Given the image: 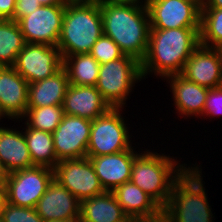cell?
Masks as SVG:
<instances>
[{
    "label": "cell",
    "mask_w": 222,
    "mask_h": 222,
    "mask_svg": "<svg viewBox=\"0 0 222 222\" xmlns=\"http://www.w3.org/2000/svg\"><path fill=\"white\" fill-rule=\"evenodd\" d=\"M103 34L109 36L125 55L140 63L145 58L150 21L145 2L100 1Z\"/></svg>",
    "instance_id": "cell-1"
},
{
    "label": "cell",
    "mask_w": 222,
    "mask_h": 222,
    "mask_svg": "<svg viewBox=\"0 0 222 222\" xmlns=\"http://www.w3.org/2000/svg\"><path fill=\"white\" fill-rule=\"evenodd\" d=\"M200 27L150 29L148 49L141 61L143 80L181 74L186 61L200 45ZM163 78V79H162Z\"/></svg>",
    "instance_id": "cell-2"
},
{
    "label": "cell",
    "mask_w": 222,
    "mask_h": 222,
    "mask_svg": "<svg viewBox=\"0 0 222 222\" xmlns=\"http://www.w3.org/2000/svg\"><path fill=\"white\" fill-rule=\"evenodd\" d=\"M134 159L130 181L146 192L162 209L166 206L175 181L191 163L182 162L179 156H170L164 150L145 148ZM179 158V160H177ZM181 161V162H180Z\"/></svg>",
    "instance_id": "cell-3"
},
{
    "label": "cell",
    "mask_w": 222,
    "mask_h": 222,
    "mask_svg": "<svg viewBox=\"0 0 222 222\" xmlns=\"http://www.w3.org/2000/svg\"><path fill=\"white\" fill-rule=\"evenodd\" d=\"M201 166L202 162L192 163L175 181L171 196L162 209V222H215Z\"/></svg>",
    "instance_id": "cell-4"
},
{
    "label": "cell",
    "mask_w": 222,
    "mask_h": 222,
    "mask_svg": "<svg viewBox=\"0 0 222 222\" xmlns=\"http://www.w3.org/2000/svg\"><path fill=\"white\" fill-rule=\"evenodd\" d=\"M102 35L100 1H67L57 44L62 59L70 55L89 53Z\"/></svg>",
    "instance_id": "cell-5"
},
{
    "label": "cell",
    "mask_w": 222,
    "mask_h": 222,
    "mask_svg": "<svg viewBox=\"0 0 222 222\" xmlns=\"http://www.w3.org/2000/svg\"><path fill=\"white\" fill-rule=\"evenodd\" d=\"M140 81H143L141 63L124 54L100 65L96 88L111 108H125Z\"/></svg>",
    "instance_id": "cell-6"
},
{
    "label": "cell",
    "mask_w": 222,
    "mask_h": 222,
    "mask_svg": "<svg viewBox=\"0 0 222 222\" xmlns=\"http://www.w3.org/2000/svg\"><path fill=\"white\" fill-rule=\"evenodd\" d=\"M124 110V112H123ZM126 108H110L104 115L91 120L86 157L115 154L137 146L124 113ZM123 112V113H122Z\"/></svg>",
    "instance_id": "cell-7"
},
{
    "label": "cell",
    "mask_w": 222,
    "mask_h": 222,
    "mask_svg": "<svg viewBox=\"0 0 222 222\" xmlns=\"http://www.w3.org/2000/svg\"><path fill=\"white\" fill-rule=\"evenodd\" d=\"M54 180V169L34 166L16 170L3 177L5 201L21 207L35 208Z\"/></svg>",
    "instance_id": "cell-8"
},
{
    "label": "cell",
    "mask_w": 222,
    "mask_h": 222,
    "mask_svg": "<svg viewBox=\"0 0 222 222\" xmlns=\"http://www.w3.org/2000/svg\"><path fill=\"white\" fill-rule=\"evenodd\" d=\"M54 179L80 201L105 192L88 157L59 161Z\"/></svg>",
    "instance_id": "cell-9"
},
{
    "label": "cell",
    "mask_w": 222,
    "mask_h": 222,
    "mask_svg": "<svg viewBox=\"0 0 222 222\" xmlns=\"http://www.w3.org/2000/svg\"><path fill=\"white\" fill-rule=\"evenodd\" d=\"M150 29L200 27L201 7L192 0H145Z\"/></svg>",
    "instance_id": "cell-10"
},
{
    "label": "cell",
    "mask_w": 222,
    "mask_h": 222,
    "mask_svg": "<svg viewBox=\"0 0 222 222\" xmlns=\"http://www.w3.org/2000/svg\"><path fill=\"white\" fill-rule=\"evenodd\" d=\"M13 67L28 83H33L53 76L63 67V59L57 46L25 43Z\"/></svg>",
    "instance_id": "cell-11"
},
{
    "label": "cell",
    "mask_w": 222,
    "mask_h": 222,
    "mask_svg": "<svg viewBox=\"0 0 222 222\" xmlns=\"http://www.w3.org/2000/svg\"><path fill=\"white\" fill-rule=\"evenodd\" d=\"M66 5L40 6L33 13L22 17L20 26L25 43L57 46Z\"/></svg>",
    "instance_id": "cell-12"
},
{
    "label": "cell",
    "mask_w": 222,
    "mask_h": 222,
    "mask_svg": "<svg viewBox=\"0 0 222 222\" xmlns=\"http://www.w3.org/2000/svg\"><path fill=\"white\" fill-rule=\"evenodd\" d=\"M90 131L91 120L64 114L52 133L57 161L86 157Z\"/></svg>",
    "instance_id": "cell-13"
},
{
    "label": "cell",
    "mask_w": 222,
    "mask_h": 222,
    "mask_svg": "<svg viewBox=\"0 0 222 222\" xmlns=\"http://www.w3.org/2000/svg\"><path fill=\"white\" fill-rule=\"evenodd\" d=\"M29 83L13 66L0 67V111L9 120H20L28 108Z\"/></svg>",
    "instance_id": "cell-14"
},
{
    "label": "cell",
    "mask_w": 222,
    "mask_h": 222,
    "mask_svg": "<svg viewBox=\"0 0 222 222\" xmlns=\"http://www.w3.org/2000/svg\"><path fill=\"white\" fill-rule=\"evenodd\" d=\"M168 84L170 92L172 94L171 100L173 101L172 107H174L175 113L179 117H184V120L188 118H198L202 116L208 88L198 85L195 82L187 80L181 74H173L166 77L164 80ZM173 98V99H172ZM180 115V116H179Z\"/></svg>",
    "instance_id": "cell-15"
},
{
    "label": "cell",
    "mask_w": 222,
    "mask_h": 222,
    "mask_svg": "<svg viewBox=\"0 0 222 222\" xmlns=\"http://www.w3.org/2000/svg\"><path fill=\"white\" fill-rule=\"evenodd\" d=\"M142 150L143 147L141 149L133 146L115 154L88 157L105 191L113 192L120 185L130 181L132 163Z\"/></svg>",
    "instance_id": "cell-16"
},
{
    "label": "cell",
    "mask_w": 222,
    "mask_h": 222,
    "mask_svg": "<svg viewBox=\"0 0 222 222\" xmlns=\"http://www.w3.org/2000/svg\"><path fill=\"white\" fill-rule=\"evenodd\" d=\"M187 80L212 89L222 85V60L217 48L199 45L181 73Z\"/></svg>",
    "instance_id": "cell-17"
},
{
    "label": "cell",
    "mask_w": 222,
    "mask_h": 222,
    "mask_svg": "<svg viewBox=\"0 0 222 222\" xmlns=\"http://www.w3.org/2000/svg\"><path fill=\"white\" fill-rule=\"evenodd\" d=\"M81 201L55 179L36 204V212L44 222L50 220L79 221Z\"/></svg>",
    "instance_id": "cell-18"
},
{
    "label": "cell",
    "mask_w": 222,
    "mask_h": 222,
    "mask_svg": "<svg viewBox=\"0 0 222 222\" xmlns=\"http://www.w3.org/2000/svg\"><path fill=\"white\" fill-rule=\"evenodd\" d=\"M124 213L139 222H162V208L131 181L113 191Z\"/></svg>",
    "instance_id": "cell-19"
},
{
    "label": "cell",
    "mask_w": 222,
    "mask_h": 222,
    "mask_svg": "<svg viewBox=\"0 0 222 222\" xmlns=\"http://www.w3.org/2000/svg\"><path fill=\"white\" fill-rule=\"evenodd\" d=\"M0 124V165L4 174L34 167L23 128ZM6 125V127H5ZM20 128V129H19Z\"/></svg>",
    "instance_id": "cell-20"
},
{
    "label": "cell",
    "mask_w": 222,
    "mask_h": 222,
    "mask_svg": "<svg viewBox=\"0 0 222 222\" xmlns=\"http://www.w3.org/2000/svg\"><path fill=\"white\" fill-rule=\"evenodd\" d=\"M62 108L66 115L94 120L104 115L111 107L102 98L96 86L69 84Z\"/></svg>",
    "instance_id": "cell-21"
},
{
    "label": "cell",
    "mask_w": 222,
    "mask_h": 222,
    "mask_svg": "<svg viewBox=\"0 0 222 222\" xmlns=\"http://www.w3.org/2000/svg\"><path fill=\"white\" fill-rule=\"evenodd\" d=\"M79 222H139L129 218L113 192L81 201Z\"/></svg>",
    "instance_id": "cell-22"
},
{
    "label": "cell",
    "mask_w": 222,
    "mask_h": 222,
    "mask_svg": "<svg viewBox=\"0 0 222 222\" xmlns=\"http://www.w3.org/2000/svg\"><path fill=\"white\" fill-rule=\"evenodd\" d=\"M68 86V75L63 67L51 77L29 83L28 108L62 106Z\"/></svg>",
    "instance_id": "cell-23"
},
{
    "label": "cell",
    "mask_w": 222,
    "mask_h": 222,
    "mask_svg": "<svg viewBox=\"0 0 222 222\" xmlns=\"http://www.w3.org/2000/svg\"><path fill=\"white\" fill-rule=\"evenodd\" d=\"M17 126L21 124L23 128L24 137L30 156L34 166H45L54 169L58 163L52 133L41 131L35 128L27 127L23 121H14Z\"/></svg>",
    "instance_id": "cell-24"
},
{
    "label": "cell",
    "mask_w": 222,
    "mask_h": 222,
    "mask_svg": "<svg viewBox=\"0 0 222 222\" xmlns=\"http://www.w3.org/2000/svg\"><path fill=\"white\" fill-rule=\"evenodd\" d=\"M63 68L67 72L69 84L96 86L98 82L100 63L89 53L64 57Z\"/></svg>",
    "instance_id": "cell-25"
},
{
    "label": "cell",
    "mask_w": 222,
    "mask_h": 222,
    "mask_svg": "<svg viewBox=\"0 0 222 222\" xmlns=\"http://www.w3.org/2000/svg\"><path fill=\"white\" fill-rule=\"evenodd\" d=\"M24 45L19 24L11 19H0V67L14 66Z\"/></svg>",
    "instance_id": "cell-26"
},
{
    "label": "cell",
    "mask_w": 222,
    "mask_h": 222,
    "mask_svg": "<svg viewBox=\"0 0 222 222\" xmlns=\"http://www.w3.org/2000/svg\"><path fill=\"white\" fill-rule=\"evenodd\" d=\"M64 110L62 106H46L41 108H27L26 113L20 119L30 128L53 133L62 121Z\"/></svg>",
    "instance_id": "cell-27"
},
{
    "label": "cell",
    "mask_w": 222,
    "mask_h": 222,
    "mask_svg": "<svg viewBox=\"0 0 222 222\" xmlns=\"http://www.w3.org/2000/svg\"><path fill=\"white\" fill-rule=\"evenodd\" d=\"M200 45L218 48L222 45V8H201Z\"/></svg>",
    "instance_id": "cell-28"
},
{
    "label": "cell",
    "mask_w": 222,
    "mask_h": 222,
    "mask_svg": "<svg viewBox=\"0 0 222 222\" xmlns=\"http://www.w3.org/2000/svg\"><path fill=\"white\" fill-rule=\"evenodd\" d=\"M0 222H44L35 208L12 205L5 200L1 206Z\"/></svg>",
    "instance_id": "cell-29"
},
{
    "label": "cell",
    "mask_w": 222,
    "mask_h": 222,
    "mask_svg": "<svg viewBox=\"0 0 222 222\" xmlns=\"http://www.w3.org/2000/svg\"><path fill=\"white\" fill-rule=\"evenodd\" d=\"M89 54L92 55L100 65L121 58L124 55L119 46L105 34L96 41Z\"/></svg>",
    "instance_id": "cell-30"
},
{
    "label": "cell",
    "mask_w": 222,
    "mask_h": 222,
    "mask_svg": "<svg viewBox=\"0 0 222 222\" xmlns=\"http://www.w3.org/2000/svg\"><path fill=\"white\" fill-rule=\"evenodd\" d=\"M219 116L222 117V85L208 90L203 114L199 120L202 119L203 121V119H211L210 121L212 122L213 118L215 120L216 117L217 120V117L219 118Z\"/></svg>",
    "instance_id": "cell-31"
},
{
    "label": "cell",
    "mask_w": 222,
    "mask_h": 222,
    "mask_svg": "<svg viewBox=\"0 0 222 222\" xmlns=\"http://www.w3.org/2000/svg\"><path fill=\"white\" fill-rule=\"evenodd\" d=\"M40 6L38 0H16L15 11L11 20L18 22L22 17L33 13Z\"/></svg>",
    "instance_id": "cell-32"
},
{
    "label": "cell",
    "mask_w": 222,
    "mask_h": 222,
    "mask_svg": "<svg viewBox=\"0 0 222 222\" xmlns=\"http://www.w3.org/2000/svg\"><path fill=\"white\" fill-rule=\"evenodd\" d=\"M16 0H0V19H12Z\"/></svg>",
    "instance_id": "cell-33"
},
{
    "label": "cell",
    "mask_w": 222,
    "mask_h": 222,
    "mask_svg": "<svg viewBox=\"0 0 222 222\" xmlns=\"http://www.w3.org/2000/svg\"><path fill=\"white\" fill-rule=\"evenodd\" d=\"M201 8H222V0H203Z\"/></svg>",
    "instance_id": "cell-34"
},
{
    "label": "cell",
    "mask_w": 222,
    "mask_h": 222,
    "mask_svg": "<svg viewBox=\"0 0 222 222\" xmlns=\"http://www.w3.org/2000/svg\"><path fill=\"white\" fill-rule=\"evenodd\" d=\"M41 6L66 5L69 0H38Z\"/></svg>",
    "instance_id": "cell-35"
},
{
    "label": "cell",
    "mask_w": 222,
    "mask_h": 222,
    "mask_svg": "<svg viewBox=\"0 0 222 222\" xmlns=\"http://www.w3.org/2000/svg\"><path fill=\"white\" fill-rule=\"evenodd\" d=\"M4 200H5V198H4V185H3V182L0 181V213H1V206H2Z\"/></svg>",
    "instance_id": "cell-36"
},
{
    "label": "cell",
    "mask_w": 222,
    "mask_h": 222,
    "mask_svg": "<svg viewBox=\"0 0 222 222\" xmlns=\"http://www.w3.org/2000/svg\"><path fill=\"white\" fill-rule=\"evenodd\" d=\"M98 1H135V2H145V0H98Z\"/></svg>",
    "instance_id": "cell-37"
},
{
    "label": "cell",
    "mask_w": 222,
    "mask_h": 222,
    "mask_svg": "<svg viewBox=\"0 0 222 222\" xmlns=\"http://www.w3.org/2000/svg\"><path fill=\"white\" fill-rule=\"evenodd\" d=\"M46 222H79V221H67V220H50Z\"/></svg>",
    "instance_id": "cell-38"
},
{
    "label": "cell",
    "mask_w": 222,
    "mask_h": 222,
    "mask_svg": "<svg viewBox=\"0 0 222 222\" xmlns=\"http://www.w3.org/2000/svg\"><path fill=\"white\" fill-rule=\"evenodd\" d=\"M5 176V174H4V172H3V170H2V167H1V165H0V181H2L3 180V177Z\"/></svg>",
    "instance_id": "cell-39"
},
{
    "label": "cell",
    "mask_w": 222,
    "mask_h": 222,
    "mask_svg": "<svg viewBox=\"0 0 222 222\" xmlns=\"http://www.w3.org/2000/svg\"><path fill=\"white\" fill-rule=\"evenodd\" d=\"M192 1H195L200 7H201V5L203 3V0H192Z\"/></svg>",
    "instance_id": "cell-40"
},
{
    "label": "cell",
    "mask_w": 222,
    "mask_h": 222,
    "mask_svg": "<svg viewBox=\"0 0 222 222\" xmlns=\"http://www.w3.org/2000/svg\"><path fill=\"white\" fill-rule=\"evenodd\" d=\"M217 49H218V51L220 53L221 60H222V45H220Z\"/></svg>",
    "instance_id": "cell-41"
},
{
    "label": "cell",
    "mask_w": 222,
    "mask_h": 222,
    "mask_svg": "<svg viewBox=\"0 0 222 222\" xmlns=\"http://www.w3.org/2000/svg\"><path fill=\"white\" fill-rule=\"evenodd\" d=\"M3 118L6 120V118L3 116V114H2L1 111H0V122H3V120H2ZM0 124H1V123H0Z\"/></svg>",
    "instance_id": "cell-42"
}]
</instances>
